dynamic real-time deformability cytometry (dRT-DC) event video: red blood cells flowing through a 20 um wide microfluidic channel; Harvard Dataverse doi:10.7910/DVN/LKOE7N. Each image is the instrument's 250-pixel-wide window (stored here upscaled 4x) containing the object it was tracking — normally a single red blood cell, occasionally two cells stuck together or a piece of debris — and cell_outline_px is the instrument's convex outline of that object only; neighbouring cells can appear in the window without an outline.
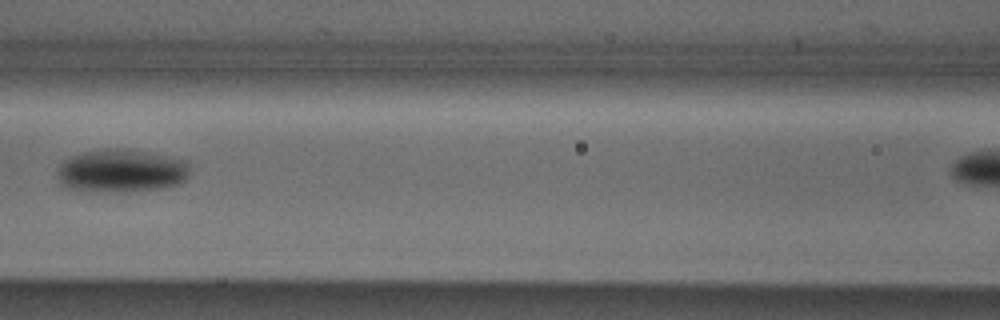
{"species": "Egyptian fruit bat (a non-hibernating species)", "species_latin": "Rousettus aegyptiacus", "temperature_condition": "cold", "stored_images_in_passage": 8, "segment_of_instrument_passage": [1, 2], "camera_frame_rate_fps": 3000, "um_per_image_px": 0.085, "animal": {"sex": "male"}, "frame": {"image": 1, "passage_image": 7, "time_ms": 2.0, "image_size_px": [1000, 320], "cell_outline_px": [[188, 176], [180, 184], [160, 188], [132, 192], [84, 192], [68, 188], [60, 184], [56, 176], [60, 164], [64, 160], [72, 156], [84, 152], [104, 148], [128, 148], [152, 152], [184, 160], [188, 164]], "centroid_in_image_um": [10.27, 14.53], "position_along_channel_um": 156.3, "area_um2": 34.04}}